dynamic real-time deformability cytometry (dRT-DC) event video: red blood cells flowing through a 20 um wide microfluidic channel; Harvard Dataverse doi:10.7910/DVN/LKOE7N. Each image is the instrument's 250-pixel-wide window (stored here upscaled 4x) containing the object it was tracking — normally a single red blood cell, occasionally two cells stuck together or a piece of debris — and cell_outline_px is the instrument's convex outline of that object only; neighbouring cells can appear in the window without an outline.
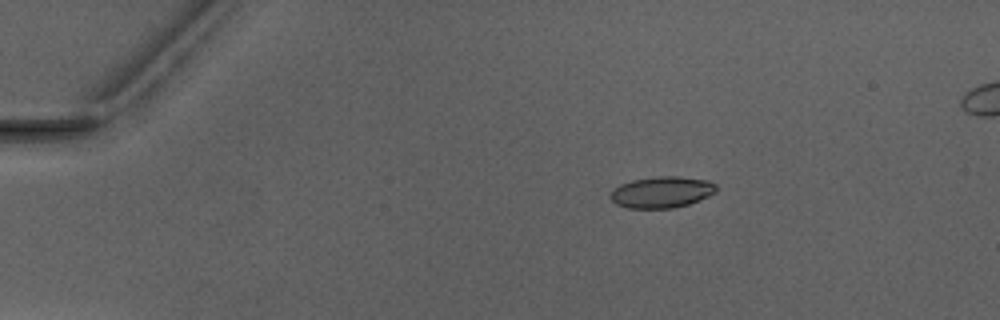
{"species": "Egyptian fruit bat (a non-hibernating species)", "species_latin": "Rousettus aegyptiacus", "temperature_condition": "warm", "stored_images_in_passage": 4, "camera_frame_rate_fps": 3000, "um_per_image_px": 0.085, "animal": {"sex": "male"}, "frame": {"image": 1, "passage_image": 2, "time_ms": 2.0, "image_size_px": [1000, 320], "cell_outline_px": [[716, 192], [700, 200], [688, 204], [672, 208], [628, 208], [616, 204], [612, 200], [612, 188], [620, 184], [632, 180], [656, 176], [680, 176], [708, 180], [716, 184]], "centroid_in_image_um": [56.26, 16.32], "position_along_channel_um": 28.7, "area_um2": 19.36}}